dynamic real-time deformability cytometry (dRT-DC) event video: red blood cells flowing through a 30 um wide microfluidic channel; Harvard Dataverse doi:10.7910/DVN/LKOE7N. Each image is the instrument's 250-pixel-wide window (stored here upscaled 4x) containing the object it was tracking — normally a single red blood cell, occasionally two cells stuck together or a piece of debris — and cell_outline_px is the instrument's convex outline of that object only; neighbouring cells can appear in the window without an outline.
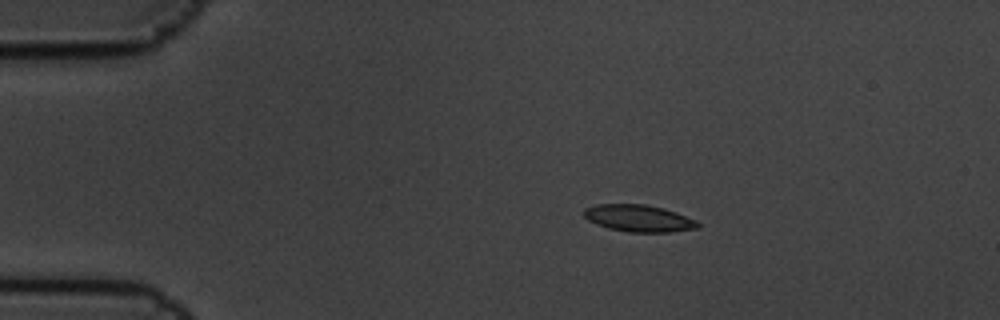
{"species": "common noctule bat (a hibernating species)", "species_latin": "Nyctalus noctula", "temperature_condition": "cold", "stored_images_in_passage": 4, "camera_frame_rate_fps": 3000, "um_per_image_px": 0.085, "animal": {"sex": "male", "body_mass_g": 19.5, "forearm_length_mm": 54.6}, "frame": {"image": 1, "passage_image": 3, "time_ms": 0.667, "image_size_px": [1000, 320], "cell_outline_px": [[700, 228], [672, 232], [628, 232], [608, 228], [596, 224], [588, 220], [584, 216], [584, 208], [596, 204], [644, 204], [664, 208], [676, 212], [696, 220], [700, 224]], "centroid_in_image_um": [54.3, 18.55], "position_along_channel_um": 30.7, "area_um2": 18.03}}